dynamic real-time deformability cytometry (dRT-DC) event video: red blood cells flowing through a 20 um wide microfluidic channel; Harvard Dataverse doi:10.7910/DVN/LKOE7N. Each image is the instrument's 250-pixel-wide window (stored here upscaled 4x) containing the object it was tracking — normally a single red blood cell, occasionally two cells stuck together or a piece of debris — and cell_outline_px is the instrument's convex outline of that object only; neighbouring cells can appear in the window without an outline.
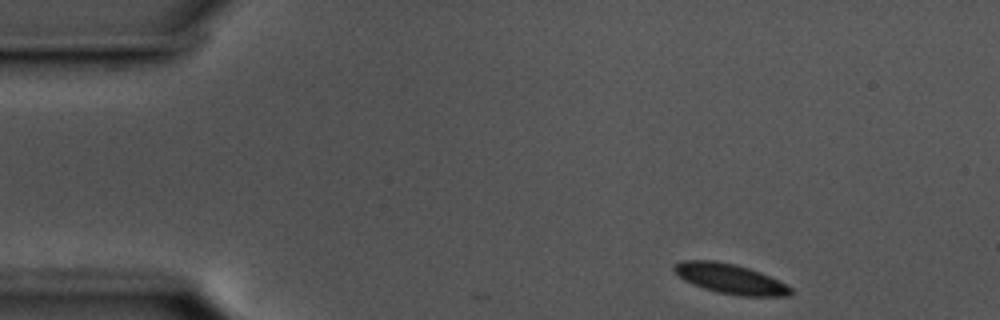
{"species": "common noctule bat (a hibernating species)", "species_latin": "Nyctalus noctula", "temperature_condition": "cold", "stored_images_in_passage": 50, "camera_frame_rate_fps": 3000, "um_per_image_px": 0.085, "animal": {"sex": "male", "body_mass_g": 17.5, "forearm_length_mm": 52.3}, "frame": {"image": 1, "passage_image": 1, "time_ms": 0.0, "image_size_px": [1000, 320], "cell_outline_px": [[792, 292], [788, 296], [740, 296], [716, 292], [692, 284], [684, 280], [672, 268], [680, 260], [712, 260], [736, 264], [760, 272], [792, 288]], "centroid_in_image_um": [62.04, 23.7], "position_along_channel_um": 23.0, "area_um2": 20.11}}
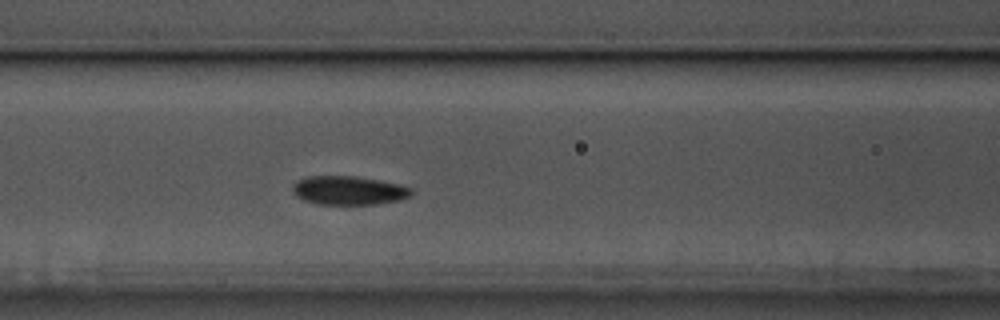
{"frame": {"image": 2, "passage_image": 17, "time_ms": 5.333, "image_size_px": [1000, 320], "cell_outline_px": [[412, 192], [408, 196], [400, 200], [372, 204], [316, 204], [304, 200], [296, 196], [292, 192], [292, 184], [296, 180], [308, 176], [356, 176], [400, 184], [412, 188]], "centroid_in_image_um": [29.59, 16.18], "position_along_channel_um": 137.0, "area_um2": 19.94}}
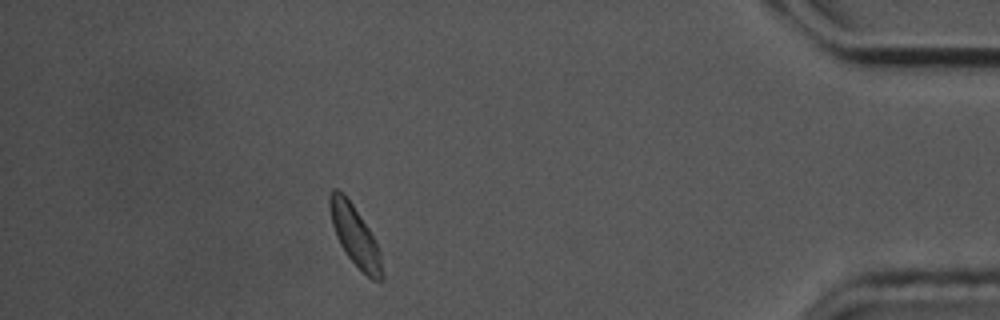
{"frame": {"image": 3, "passage_image": 44, "time_ms": 14.333, "image_size_px": [1000, 320], "cell_outline_px": [[384, 280], [372, 280], [344, 252], [336, 236], [332, 224], [328, 208], [328, 196], [332, 188], [336, 188], [344, 192], [368, 228], [380, 252], [384, 276]], "centroid_in_image_um": [30.14, 19.99], "position_along_channel_um": 405.1, "area_um2": 18.26}, "authors_computed_cell_mechanics": {"area_um2": 19.3052, "velocity_mm_per_s": 3.5329, "shape_relaxation_time_tau1_ms": 1.8666, "shape_relaxation_time_tau2_ms": 2.0169, "deformation_change_tau1": 0.0916, "deformation_change_tau2": 0.0664}}